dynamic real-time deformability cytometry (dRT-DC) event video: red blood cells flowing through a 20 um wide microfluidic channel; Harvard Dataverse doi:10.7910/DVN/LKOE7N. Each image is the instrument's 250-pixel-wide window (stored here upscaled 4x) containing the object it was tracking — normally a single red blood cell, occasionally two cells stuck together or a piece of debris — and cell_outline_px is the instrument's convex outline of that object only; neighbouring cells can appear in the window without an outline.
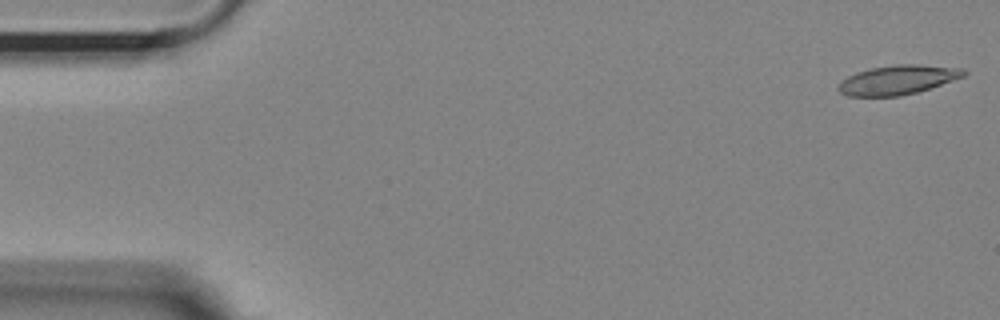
{"species": "Egyptian fruit bat (a non-hibernating species)", "species_latin": "Rousettus aegyptiacus", "temperature_condition": "room temperature", "stored_images_in_passage": 55, "camera_frame_rate_fps": 3000, "um_per_image_px": 0.085, "animal": {"sex": "female"}, "frame": {"image": 1, "passage_image": 1, "time_ms": 0.0, "image_size_px": [1000, 320], "cell_outline_px": [[968, 72], [964, 76], [916, 92], [900, 96], [848, 96], [840, 92], [836, 88], [840, 80], [856, 72], [868, 68], [896, 64], [920, 64], [964, 68]], "centroid_in_image_um": [76.27, 6.77], "position_along_channel_um": 8.7, "area_um2": 21.5}}
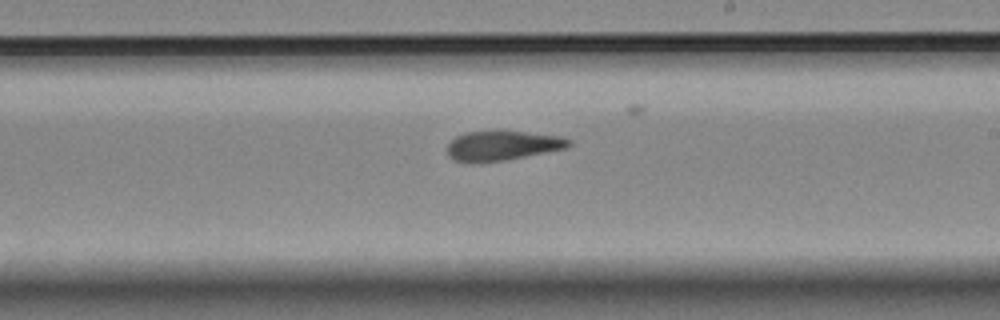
{"frame": {"image": 2, "passage_image": 31, "time_ms": 10.0, "image_size_px": [1000, 320], "cell_outline_px": [[572, 144], [568, 148], [504, 160], [476, 164], [472, 164], [452, 160], [448, 156], [448, 144], [456, 136], [468, 132], [524, 132], [560, 136], [572, 140]], "centroid_in_image_um": [42.69, 12.41], "position_along_channel_um": 246.3, "area_um2": 20.98}}
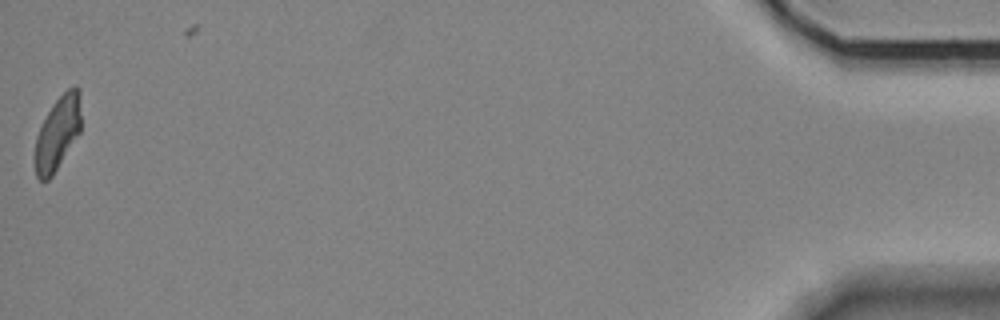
{"frame": {"image": 3, "passage_image": 54, "time_ms": 17.667, "image_size_px": [1000, 320], "cell_outline_px": [[80, 132], [52, 176], [48, 180], [40, 180], [36, 176], [36, 136], [52, 104], [72, 84], [76, 84], [80, 88]], "centroid_in_image_um": [4.93, 11.26], "position_along_channel_um": 430.3, "area_um2": 19.48}, "authors_computed_cell_mechanics": {"area_um2": 21.675, "velocity_mm_per_s": 3.6406, "shape_relaxation_time_tau1_ms": 8.8489, "shape_relaxation_time_tau2_ms": 3.906, "deformation_change_tau1": 0.2219, "deformation_change_tau2": 0.1326}}